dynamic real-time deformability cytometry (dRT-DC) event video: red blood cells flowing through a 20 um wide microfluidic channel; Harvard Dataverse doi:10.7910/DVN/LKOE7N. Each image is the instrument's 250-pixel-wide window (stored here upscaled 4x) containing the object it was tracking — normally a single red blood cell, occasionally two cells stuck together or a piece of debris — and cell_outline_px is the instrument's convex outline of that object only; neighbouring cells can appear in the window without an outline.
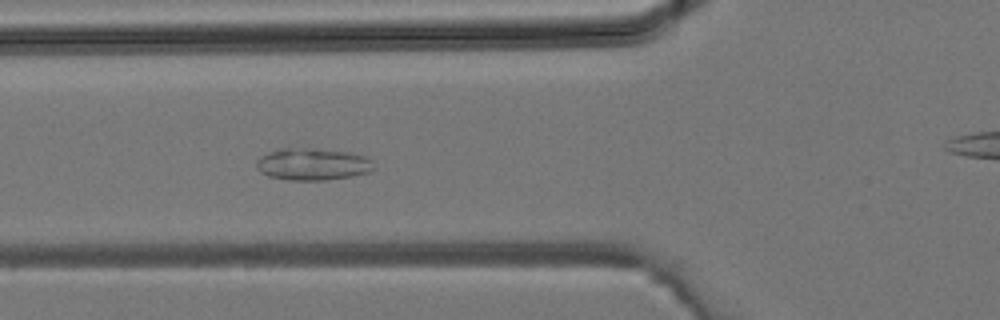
{"species": "common noctule bat (a hibernating species)", "species_latin": "Nyctalus noctula", "temperature_condition": "room temperature", "stored_images_in_passage": 28, "camera_frame_rate_fps": 3000, "um_per_image_px": 0.085, "animal": {"sex": "male", "body_mass_g": 19.2, "forearm_length_mm": 51.8}, "frame": {"image": 1, "passage_image": 4, "time_ms": 1.0, "image_size_px": [1000, 320], "cell_outline_px": [[376, 168], [368, 172], [352, 176], [328, 180], [288, 180], [268, 176], [260, 172], [256, 168], [256, 160], [260, 156], [268, 152], [280, 148], [312, 148], [348, 152], [368, 156], [372, 160]], "centroid_in_image_um": [26.58, 13.95], "position_along_channel_um": 99.2, "area_um2": 22.25}}
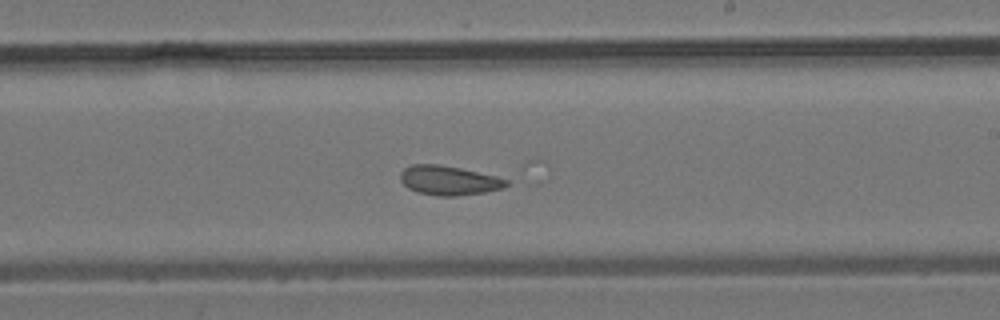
{"frame": {"image": 2, "passage_image": 12, "time_ms": 3.667, "image_size_px": [1000, 320], "cell_outline_px": [[508, 184], [504, 188], [484, 192], [456, 196], [440, 196], [416, 192], [408, 188], [400, 180], [400, 172], [404, 168], [412, 164], [436, 164], [460, 168], [496, 176], [508, 180]], "centroid_in_image_um": [38.13, 15.34], "position_along_channel_um": 250.9, "area_um2": 18.09}}
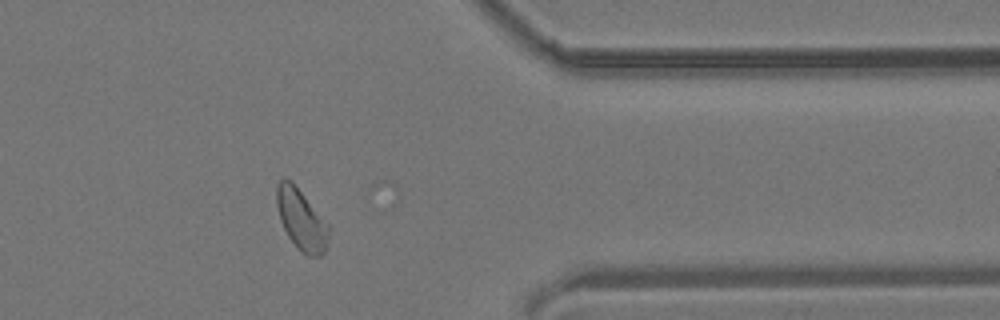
{"frame": {"image": 3, "passage_image": 20, "time_ms": 6.333, "image_size_px": [1000, 320], "cell_outline_px": [[328, 236], [324, 252], [320, 256], [308, 256], [288, 236], [280, 220], [276, 204], [276, 184], [284, 176], [292, 180], [328, 224]], "centroid_in_image_um": [25.58, 18.59], "position_along_channel_um": 385.8, "area_um2": 18.21}}